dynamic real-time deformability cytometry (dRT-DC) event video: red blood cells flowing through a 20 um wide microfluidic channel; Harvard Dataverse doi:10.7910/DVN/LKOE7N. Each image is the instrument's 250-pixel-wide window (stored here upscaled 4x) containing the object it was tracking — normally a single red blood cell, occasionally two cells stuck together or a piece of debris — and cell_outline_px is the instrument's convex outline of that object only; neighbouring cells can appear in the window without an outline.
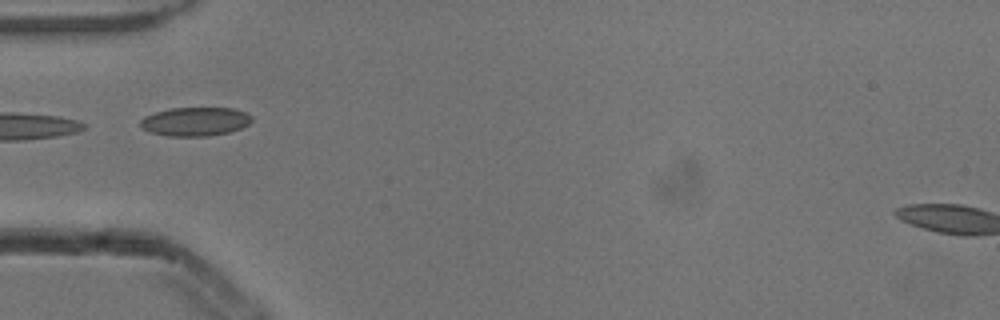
{"species": "common noctule bat (a hibernating species)", "species_latin": "Nyctalus noctula", "temperature_condition": "cold", "stored_images_in_passage": 5, "camera_frame_rate_fps": 3000, "um_per_image_px": 0.085, "animal": {"sex": "male", "body_mass_g": 13.3}, "frame": {"image": 1, "passage_image": 5, "time_ms": 1.333, "image_size_px": [1000, 320], "cell_outline_px": [[252, 120], [248, 124], [240, 128], [228, 132], [208, 136], [168, 136], [148, 132], [140, 128], [140, 120], [144, 116], [156, 112], [172, 108], [232, 108], [244, 112], [252, 116]], "centroid_in_image_um": [16.55, 10.34], "position_along_channel_um": 68.5, "area_um2": 18.67}}